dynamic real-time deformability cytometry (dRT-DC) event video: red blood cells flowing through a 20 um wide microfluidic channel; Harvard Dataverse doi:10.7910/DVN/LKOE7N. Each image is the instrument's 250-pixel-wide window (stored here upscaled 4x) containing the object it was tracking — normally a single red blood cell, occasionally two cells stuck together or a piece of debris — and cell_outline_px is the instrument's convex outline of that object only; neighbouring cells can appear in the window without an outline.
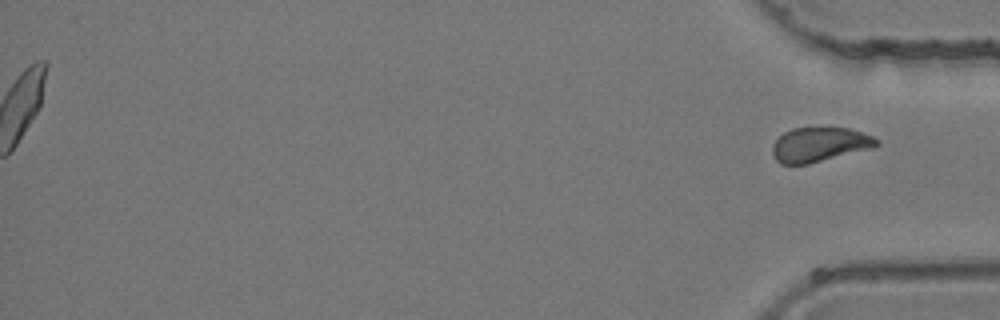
{"species": "common noctule bat (a hibernating species)", "species_latin": "Nyctalus noctula", "temperature_condition": "room temperature", "stored_images_in_passage": 41, "segment_of_instrument_passage": [2, 2], "camera_frame_rate_fps": 3000, "um_per_image_px": 0.085, "animal": {"sex": "female", "body_mass_g": 24.6, "forearm_length_mm": 56.2}, "frame": {"image": 1, "passage_image": 41, "time_ms": 13.333, "image_size_px": [1000, 320], "cell_outline_px": [[880, 144], [872, 148], [808, 164], [780, 164], [776, 160], [772, 152], [772, 144], [784, 132], [792, 128], [812, 124], [848, 128], [872, 136], [880, 140]], "centroid_in_image_um": [69.64, 12.23], "position_along_channel_um": 365.6, "area_um2": 21.62}}